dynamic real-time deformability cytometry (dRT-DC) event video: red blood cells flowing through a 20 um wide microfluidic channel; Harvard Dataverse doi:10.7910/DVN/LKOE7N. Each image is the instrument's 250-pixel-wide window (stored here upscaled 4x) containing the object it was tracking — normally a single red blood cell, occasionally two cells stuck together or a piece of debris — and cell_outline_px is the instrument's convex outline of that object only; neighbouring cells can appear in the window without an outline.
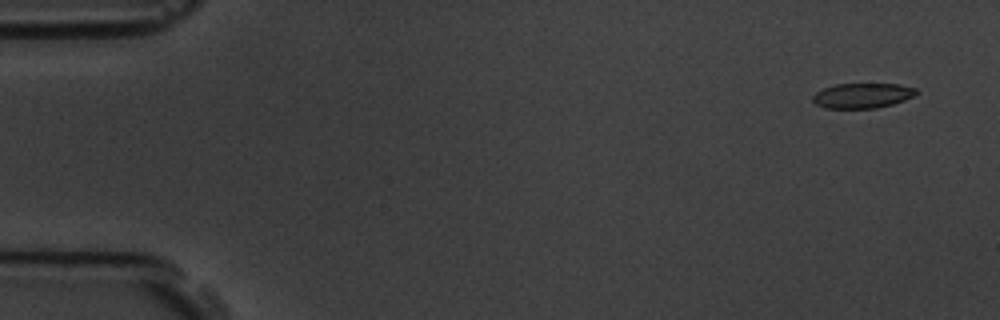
{"species": "common noctule bat (a hibernating species)", "species_latin": "Nyctalus noctula", "temperature_condition": "room temperature", "stored_images_in_passage": 8, "camera_frame_rate_fps": 3000, "um_per_image_px": 0.085, "animal": {"sex": "male", "body_mass_g": 19.5, "forearm_length_mm": 54.6}, "frame": {"image": 1, "passage_image": 1, "time_ms": 0.0, "image_size_px": [1000, 320], "cell_outline_px": [[920, 92], [904, 100], [892, 104], [876, 108], [824, 108], [816, 104], [812, 100], [812, 96], [816, 92], [824, 88], [836, 84], [900, 84], [916, 88]], "centroid_in_image_um": [73.31, 8.12], "position_along_channel_um": 11.7, "area_um2": 15.09}}
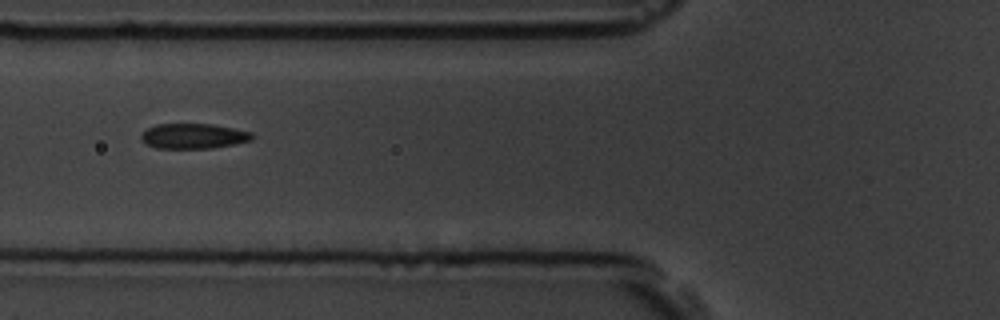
{"frame": {"image": 2, "passage_image": 6, "time_ms": 6.0, "image_size_px": [1000, 320], "cell_outline_px": [[256, 136], [252, 140], [212, 148], [156, 148], [140, 140], [140, 136], [148, 128], [156, 124], [212, 124], [252, 132]], "centroid_in_image_um": [16.46, 11.56], "position_along_channel_um": 109.3, "area_um2": 16.18}}
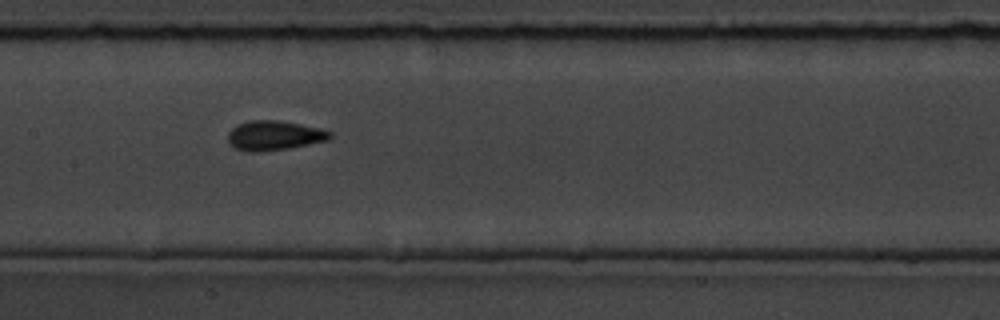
{"frame": {"image": 3, "passage_image": 8, "time_ms": 8.0, "image_size_px": [1000, 320], "cell_outline_px": [[332, 136], [328, 140], [288, 148], [252, 152], [236, 148], [228, 144], [228, 132], [236, 124], [248, 120], [276, 120], [300, 124], [320, 128], [332, 132]], "centroid_in_image_um": [23.28, 11.5], "position_along_channel_um": 184.1, "area_um2": 17.51}}